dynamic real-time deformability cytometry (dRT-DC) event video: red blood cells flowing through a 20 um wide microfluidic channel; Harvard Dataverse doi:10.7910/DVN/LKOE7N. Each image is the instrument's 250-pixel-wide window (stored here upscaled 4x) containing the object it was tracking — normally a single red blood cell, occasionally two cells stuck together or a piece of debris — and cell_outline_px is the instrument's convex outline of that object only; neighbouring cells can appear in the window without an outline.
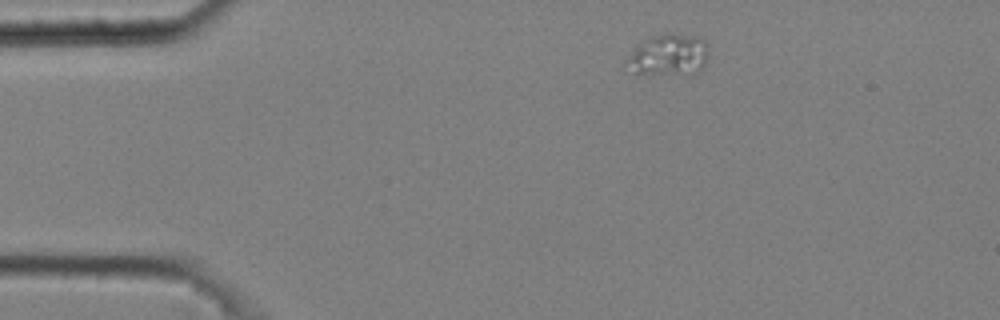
{"species": "common noctule bat (a hibernating species)", "species_latin": "Nyctalus noctula", "temperature_condition": "cold", "stored_images_in_passage": 2, "camera_frame_rate_fps": 3000, "um_per_image_px": 0.085, "animal": {"sex": "male", "body_mass_g": 20.4}, "frame": {"image": 1, "passage_image": 1, "time_ms": 0.0, "image_size_px": [1000, 320], "cell_outline_px": [[708, 56], [704, 68], [700, 72], [636, 72], [624, 64], [624, 60], [640, 40], [664, 32], [668, 32], [700, 36], [708, 44]], "centroid_in_image_um": [56.85, 4.58], "position_along_channel_um": 28.1, "area_um2": 19.88}}